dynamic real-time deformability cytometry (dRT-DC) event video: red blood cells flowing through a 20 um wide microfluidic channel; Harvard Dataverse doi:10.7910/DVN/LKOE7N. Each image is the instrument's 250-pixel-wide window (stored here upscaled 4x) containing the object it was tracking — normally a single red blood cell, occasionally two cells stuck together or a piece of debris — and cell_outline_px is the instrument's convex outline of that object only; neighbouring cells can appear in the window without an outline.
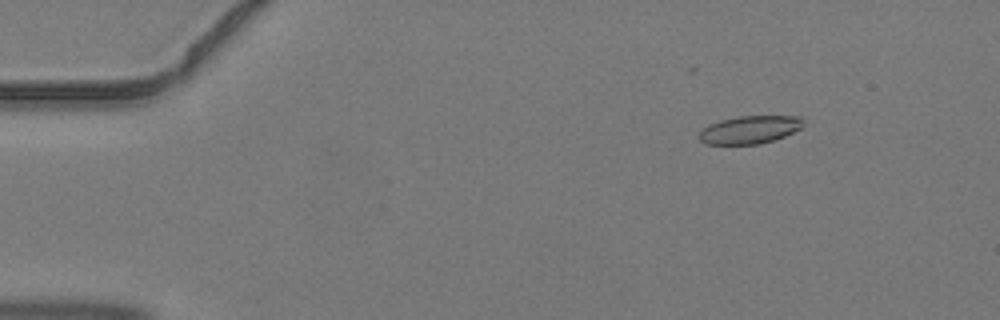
{"species": "common noctule bat (a hibernating species)", "species_latin": "Nyctalus noctula", "temperature_condition": "warm", "stored_images_in_passage": 4, "camera_frame_rate_fps": 3000, "um_per_image_px": 0.085, "animal": {"sex": "male", "body_mass_g": 19.2, "forearm_length_mm": 51.8}, "frame": {"image": 1, "passage_image": 2, "time_ms": 0.333, "image_size_px": [1000, 320], "cell_outline_px": [[804, 124], [800, 128], [784, 136], [760, 144], [704, 144], [700, 140], [700, 132], [708, 124], [720, 120], [740, 116], [800, 116], [804, 120]], "centroid_in_image_um": [63.73, 11.02], "position_along_channel_um": 21.3, "area_um2": 16.82}}